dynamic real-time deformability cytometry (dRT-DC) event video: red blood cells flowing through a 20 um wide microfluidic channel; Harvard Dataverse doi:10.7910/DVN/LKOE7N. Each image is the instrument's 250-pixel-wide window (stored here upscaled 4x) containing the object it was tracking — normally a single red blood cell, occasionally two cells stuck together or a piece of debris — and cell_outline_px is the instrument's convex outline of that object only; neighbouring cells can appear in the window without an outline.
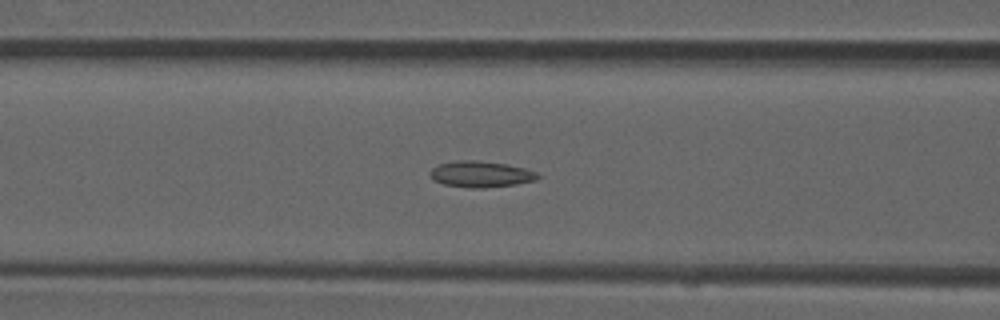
{"species": "common noctule bat (a hibernating species)", "species_latin": "Nyctalus noctula", "temperature_condition": "room temperature", "stored_images_in_passage": 43, "camera_frame_rate_fps": 3000, "um_per_image_px": 0.085, "animal": {"sex": "male", "forearm_length_mm": 52.5}, "frame": {"image": 1, "passage_image": 12, "time_ms": 3.667, "image_size_px": [1000, 320], "cell_outline_px": [[540, 176], [536, 180], [516, 184], [484, 188], [472, 188], [444, 184], [432, 180], [428, 172], [432, 168], [440, 164], [460, 160], [472, 160], [504, 164], [524, 168], [536, 172]], "centroid_in_image_um": [40.84, 14.81], "position_along_channel_um": 125.8, "area_um2": 16.24}}
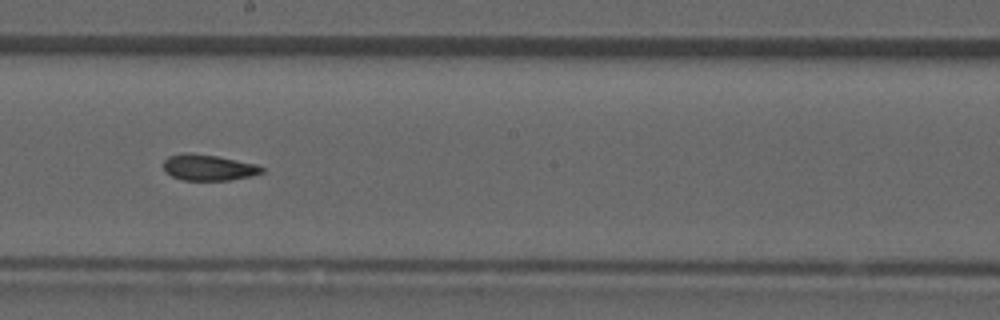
{"frame": {"image": 2, "passage_image": 20, "time_ms": 6.333, "image_size_px": [1000, 320], "cell_outline_px": [[264, 172], [252, 176], [228, 180], [184, 180], [172, 176], [164, 168], [164, 160], [168, 156], [184, 152], [192, 152], [216, 156], [256, 164], [264, 168]], "centroid_in_image_um": [17.72, 14.23], "position_along_channel_um": 230.5, "area_um2": 14.85}}
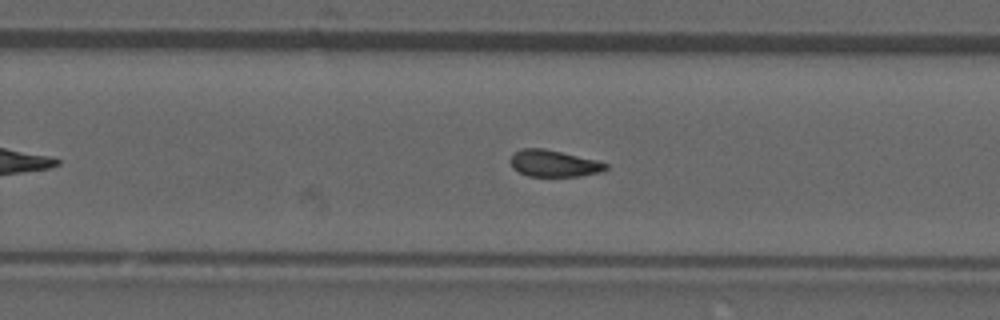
{"frame": {"image": 3, "passage_image": 24, "time_ms": 7.667, "image_size_px": [1000, 320], "cell_outline_px": [[608, 168], [604, 172], [580, 176], [528, 176], [512, 168], [508, 160], [516, 152], [524, 148], [544, 148], [596, 160], [608, 164]], "centroid_in_image_um": [47.09, 13.9], "position_along_channel_um": 282.7, "area_um2": 14.85}, "authors_computed_cell_mechanics": {"area_um2": 15.2014, "velocity_mm_per_s": 3.9419, "shape_relaxation_time_tau1_ms": null, "shape_relaxation_time_tau2_ms": 2.541, "deformation_change_tau1": null, "deformation_change_tau2": 0.1006}}